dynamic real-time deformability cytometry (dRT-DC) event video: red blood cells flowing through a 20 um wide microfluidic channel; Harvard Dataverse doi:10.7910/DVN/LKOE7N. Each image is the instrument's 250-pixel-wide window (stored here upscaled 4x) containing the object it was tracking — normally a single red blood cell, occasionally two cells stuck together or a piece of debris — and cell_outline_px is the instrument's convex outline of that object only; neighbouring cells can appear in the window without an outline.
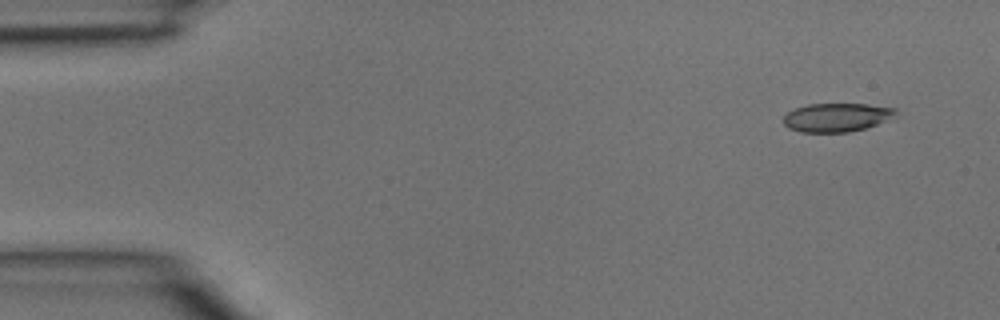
{"species": "common noctule bat (a hibernating species)", "species_latin": "Nyctalus noctula", "temperature_condition": "room temperature", "stored_images_in_passage": 5, "segment_of_instrument_passage": [2, 2], "camera_frame_rate_fps": 3000, "um_per_image_px": 0.085, "animal": {"sex": "male", "body_mass_g": 15.6}, "frame": {"image": 1, "passage_image": 5, "time_ms": 1.333, "image_size_px": [1000, 320], "cell_outline_px": [[896, 112], [884, 120], [876, 124], [864, 128], [848, 132], [800, 132], [788, 128], [784, 124], [784, 116], [788, 112], [796, 108], [808, 104], [868, 104], [896, 108]], "centroid_in_image_um": [71.05, 9.97], "position_along_channel_um": 13.9, "area_um2": 18.38}}